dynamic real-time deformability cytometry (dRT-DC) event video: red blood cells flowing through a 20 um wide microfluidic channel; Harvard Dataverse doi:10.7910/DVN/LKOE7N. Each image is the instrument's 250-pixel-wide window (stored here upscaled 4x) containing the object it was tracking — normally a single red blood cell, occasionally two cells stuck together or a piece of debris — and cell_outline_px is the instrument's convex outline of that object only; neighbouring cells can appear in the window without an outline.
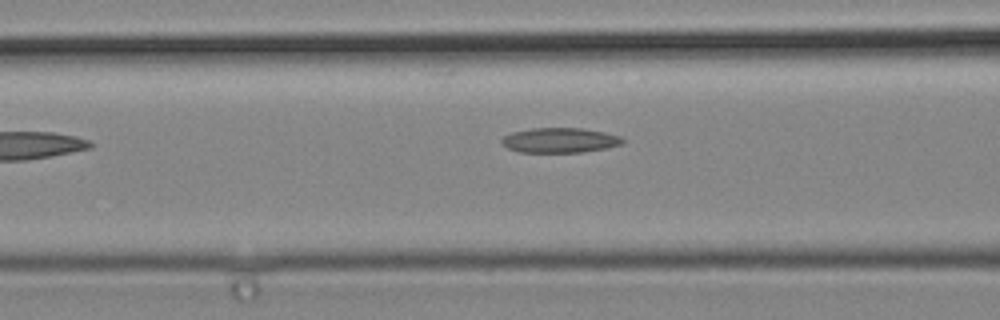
{"species": "common noctule bat (a hibernating species)", "species_latin": "Nyctalus noctula", "temperature_condition": "cold", "stored_images_in_passage": 5, "camera_frame_rate_fps": 3000, "um_per_image_px": 0.085, "animal": {"sex": "male", "body_mass_g": 19.2, "forearm_length_mm": 51.8}, "frame": {"image": 1, "passage_image": 5, "time_ms": 1.333, "image_size_px": [1000, 320], "cell_outline_px": [[624, 144], [584, 152], [520, 152], [508, 148], [500, 144], [500, 140], [504, 136], [512, 132], [532, 128], [580, 128], [604, 132], [620, 136], [624, 140]], "centroid_in_image_um": [47.56, 11.92], "position_along_channel_um": 119.0, "area_um2": 17.57}}